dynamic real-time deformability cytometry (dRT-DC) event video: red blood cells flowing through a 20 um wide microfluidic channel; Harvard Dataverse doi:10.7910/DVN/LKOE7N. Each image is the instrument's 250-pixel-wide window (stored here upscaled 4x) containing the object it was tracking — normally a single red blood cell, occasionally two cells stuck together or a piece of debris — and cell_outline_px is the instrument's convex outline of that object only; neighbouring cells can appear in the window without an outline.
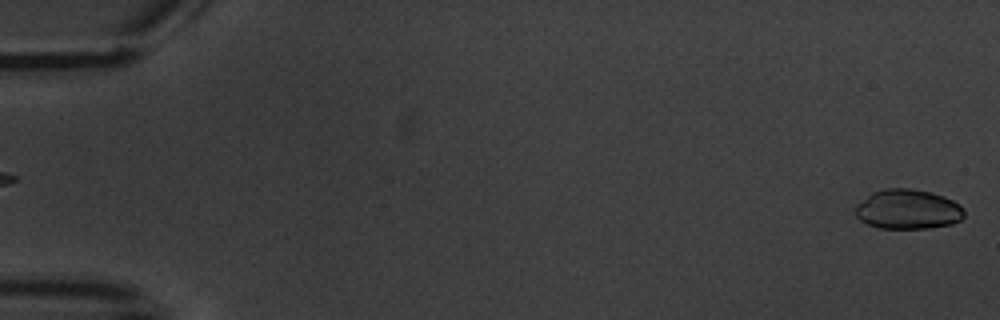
{"species": "common noctule bat (a hibernating species)", "species_latin": "Nyctalus noctula", "temperature_condition": "warm", "stored_images_in_passage": 4, "segment_of_instrument_passage": [2, 2], "camera_frame_rate_fps": 3000, "um_per_image_px": 0.085, "animal": {"sex": "male", "body_mass_g": 20.1, "forearm_length_mm": 53.5}, "frame": {"image": 1, "passage_image": 4, "time_ms": 3.667, "image_size_px": [1000, 320], "cell_outline_px": [[964, 216], [960, 220], [952, 224], [928, 228], [880, 228], [868, 224], [860, 220], [856, 216], [856, 204], [872, 192], [884, 188], [912, 188], [944, 196], [960, 204], [964, 208]], "centroid_in_image_um": [77.17, 17.78], "position_along_channel_um": 7.8, "area_um2": 25.26}}